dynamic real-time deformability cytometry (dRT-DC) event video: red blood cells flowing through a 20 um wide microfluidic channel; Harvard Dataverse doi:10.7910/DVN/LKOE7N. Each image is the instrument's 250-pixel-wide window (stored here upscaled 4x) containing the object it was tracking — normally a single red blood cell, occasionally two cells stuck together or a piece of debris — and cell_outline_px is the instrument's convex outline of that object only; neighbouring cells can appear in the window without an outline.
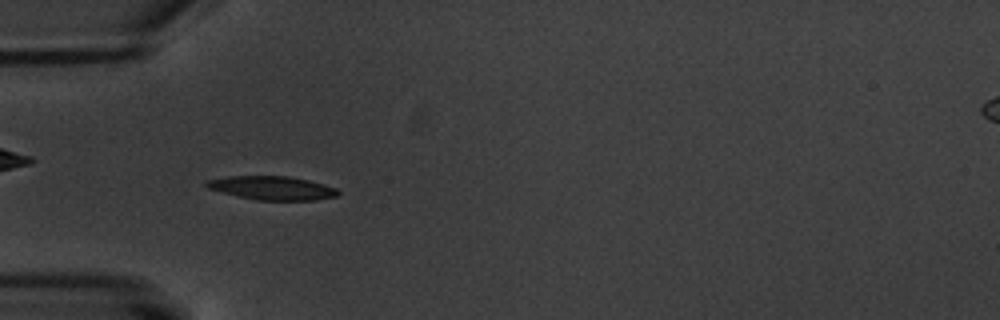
{"species": "common noctule bat (a hibernating species)", "species_latin": "Nyctalus noctula", "temperature_condition": "warm", "stored_images_in_passage": 6, "camera_frame_rate_fps": 3000, "um_per_image_px": 0.085, "animal": {"sex": "male", "body_mass_g": 20.1, "forearm_length_mm": 53.5}, "frame": {"image": 1, "passage_image": 5, "time_ms": 4.667, "image_size_px": [1000, 320], "cell_outline_px": [[340, 192], [336, 196], [316, 200], [256, 200], [236, 196], [208, 188], [204, 184], [204, 180], [228, 176], [288, 176], [308, 180], [324, 184], [336, 188]], "centroid_in_image_um": [23.1, 15.97], "position_along_channel_um": 61.9, "area_um2": 18.21}}